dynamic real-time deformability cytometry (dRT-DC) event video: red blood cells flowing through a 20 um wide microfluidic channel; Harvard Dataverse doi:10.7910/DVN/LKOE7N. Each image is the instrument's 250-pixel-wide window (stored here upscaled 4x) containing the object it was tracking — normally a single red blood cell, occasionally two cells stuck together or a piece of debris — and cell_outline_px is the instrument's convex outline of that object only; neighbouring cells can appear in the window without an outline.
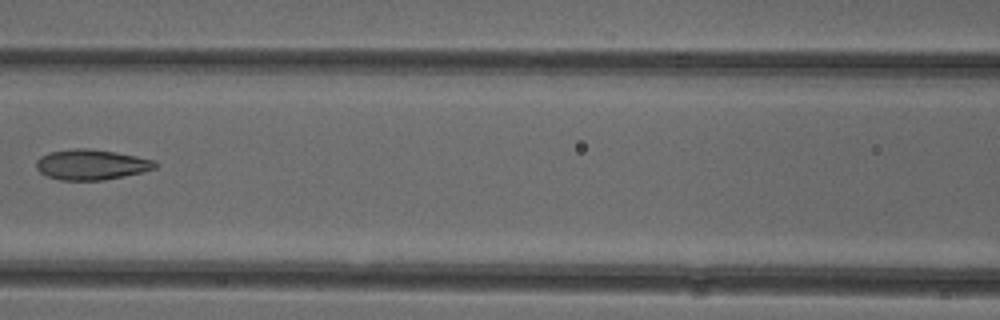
{"species": "common noctule bat (a hibernating species)", "species_latin": "Nyctalus noctula", "temperature_condition": "cold", "stored_images_in_passage": 8, "camera_frame_rate_fps": 3000, "um_per_image_px": 0.085, "animal": {"sex": "female"}, "frame": {"image": 1, "passage_image": 7, "time_ms": 8.0, "image_size_px": [1000, 320], "cell_outline_px": [[160, 164], [156, 168], [124, 176], [104, 180], [60, 180], [48, 176], [40, 172], [36, 168], [36, 160], [40, 156], [48, 152], [76, 148], [88, 148], [116, 152], [156, 160]], "centroid_in_image_um": [7.77, 13.98], "position_along_channel_um": 158.8, "area_um2": 21.15}}
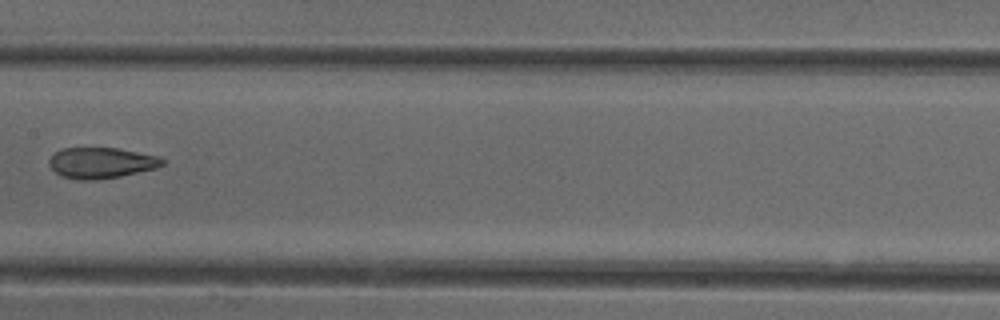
{"frame": {"image": 2, "passage_image": 8, "time_ms": 9.0, "image_size_px": [1000, 320], "cell_outline_px": [[164, 164], [156, 168], [120, 176], [96, 180], [80, 180], [60, 176], [48, 164], [48, 160], [56, 152], [64, 148], [116, 148], [160, 156], [164, 160]], "centroid_in_image_um": [8.6, 13.85], "position_along_channel_um": 198.8, "area_um2": 20.29}}